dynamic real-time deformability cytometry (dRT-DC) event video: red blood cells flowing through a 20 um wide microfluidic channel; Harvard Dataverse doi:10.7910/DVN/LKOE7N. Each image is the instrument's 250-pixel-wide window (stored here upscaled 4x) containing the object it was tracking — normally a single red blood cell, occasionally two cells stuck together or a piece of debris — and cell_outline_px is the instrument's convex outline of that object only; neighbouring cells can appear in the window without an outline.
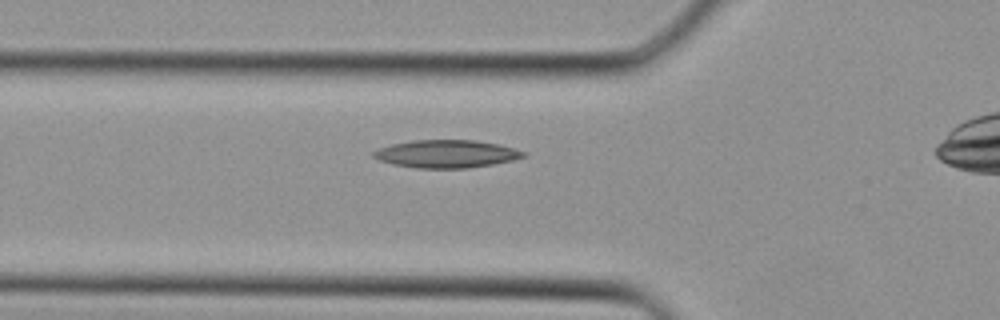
{"species": "Egyptian fruit bat (a non-hibernating species)", "species_latin": "Rousettus aegyptiacus", "temperature_condition": "cold", "stored_images_in_passage": 25, "camera_frame_rate_fps": 3000, "um_per_image_px": 0.085, "animal": {"sex": "female"}, "frame": {"image": 1, "passage_image": 5, "time_ms": 1.333, "image_size_px": [1000, 320], "cell_outline_px": [[528, 156], [512, 160], [492, 164], [468, 168], [416, 168], [392, 164], [380, 160], [372, 156], [372, 152], [380, 148], [392, 144], [412, 140], [476, 140], [500, 144], [524, 152]], "centroid_in_image_um": [37.94, 13.07], "position_along_channel_um": 87.9, "area_um2": 24.22}}
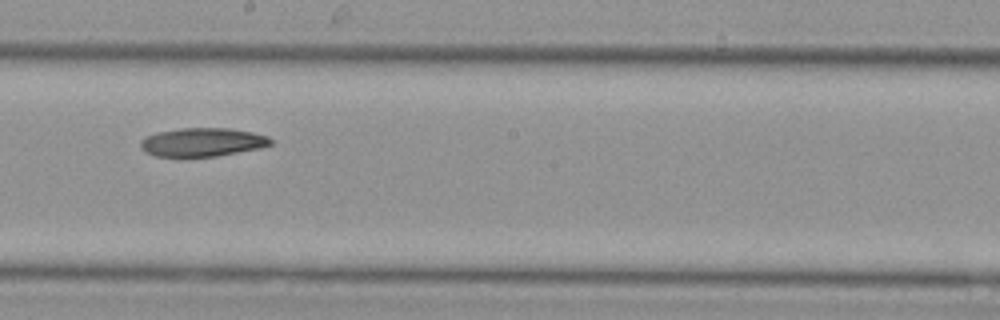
{"frame": {"image": 2, "passage_image": 13, "time_ms": 4.0, "image_size_px": [1000, 320], "cell_outline_px": [[272, 144], [260, 148], [216, 156], [156, 156], [144, 152], [140, 148], [140, 140], [144, 136], [156, 132], [180, 128], [228, 128], [252, 132], [268, 136], [272, 140]], "centroid_in_image_um": [17.16, 12.07], "position_along_channel_um": 231.0, "area_um2": 21.73}}
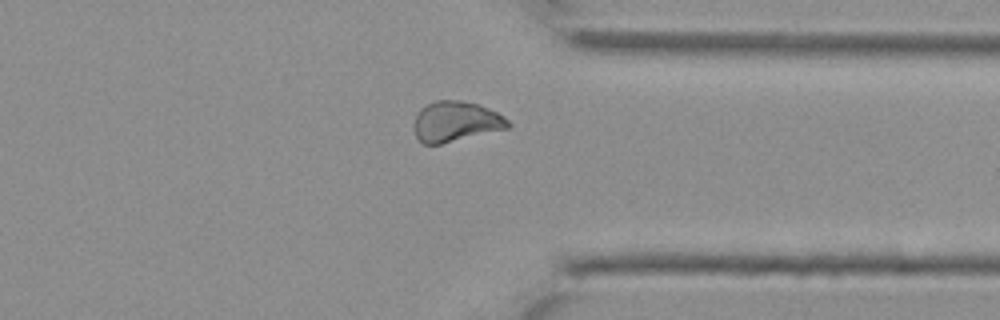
{"frame": {"image": 3, "passage_image": 21, "time_ms": 6.667, "image_size_px": [1000, 320], "cell_outline_px": [[512, 124], [508, 128], [440, 144], [424, 144], [416, 136], [416, 116], [420, 108], [436, 100], [460, 100], [480, 104], [504, 116]], "centroid_in_image_um": [38.78, 10.31], "position_along_channel_um": 372.6, "area_um2": 21.85}}